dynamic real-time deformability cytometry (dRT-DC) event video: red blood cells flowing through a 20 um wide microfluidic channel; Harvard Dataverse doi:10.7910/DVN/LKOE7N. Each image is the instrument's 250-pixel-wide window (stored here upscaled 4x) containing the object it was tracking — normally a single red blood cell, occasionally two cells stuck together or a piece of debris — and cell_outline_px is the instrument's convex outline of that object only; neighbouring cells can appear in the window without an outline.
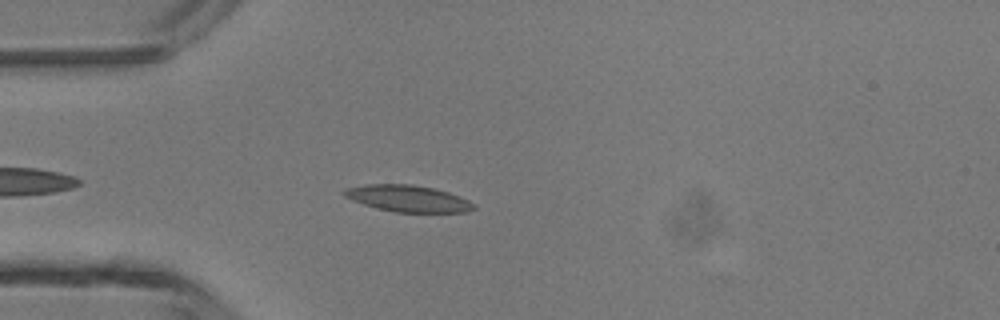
{"species": "common noctule bat (a hibernating species)", "species_latin": "Nyctalus noctula", "temperature_condition": "room temperature", "stored_images_in_passage": 33, "camera_frame_rate_fps": 3000, "um_per_image_px": 0.085, "animal": {"sex": "male", "body_mass_g": 13.3}, "frame": {"image": 1, "passage_image": 4, "time_ms": 1.0, "image_size_px": [1000, 320], "cell_outline_px": [[476, 208], [468, 212], [396, 212], [376, 208], [352, 200], [344, 196], [340, 192], [344, 188], [364, 184], [412, 184], [432, 188], [448, 192], [460, 196], [476, 204]], "centroid_in_image_um": [34.66, 16.87], "position_along_channel_um": 50.3, "area_um2": 20.23}}
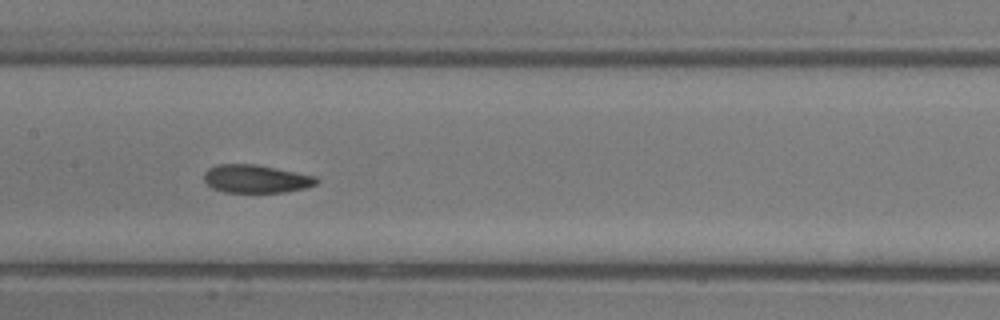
{"frame": {"image": 2, "passage_image": 14, "time_ms": 4.333, "image_size_px": [1000, 320], "cell_outline_px": [[320, 180], [316, 184], [304, 188], [284, 192], [224, 192], [212, 188], [204, 180], [204, 172], [208, 168], [216, 164], [256, 164], [316, 176]], "centroid_in_image_um": [21.74, 15.19], "position_along_channel_um": 185.7, "area_um2": 18.44}}
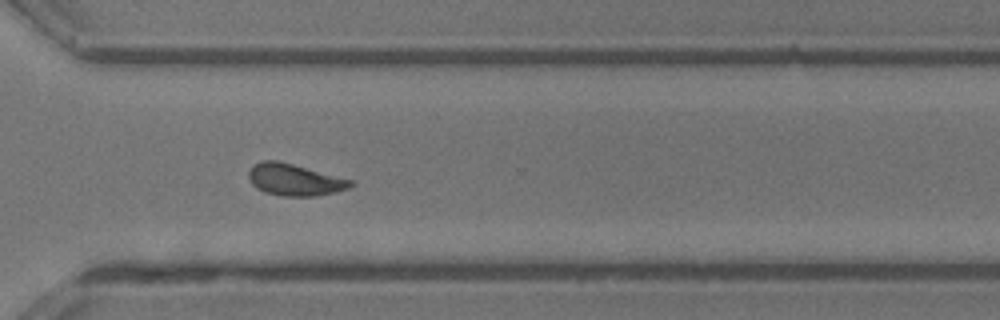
{"frame": {"image": 3, "passage_image": 25, "time_ms": 8.0, "image_size_px": [1000, 320], "cell_outline_px": [[356, 184], [348, 188], [336, 192], [316, 196], [280, 196], [264, 192], [256, 188], [248, 180], [248, 172], [260, 160], [276, 160], [292, 164], [352, 180]], "centroid_in_image_um": [25.02, 15.29], "position_along_channel_um": 345.6, "area_um2": 18.84}}